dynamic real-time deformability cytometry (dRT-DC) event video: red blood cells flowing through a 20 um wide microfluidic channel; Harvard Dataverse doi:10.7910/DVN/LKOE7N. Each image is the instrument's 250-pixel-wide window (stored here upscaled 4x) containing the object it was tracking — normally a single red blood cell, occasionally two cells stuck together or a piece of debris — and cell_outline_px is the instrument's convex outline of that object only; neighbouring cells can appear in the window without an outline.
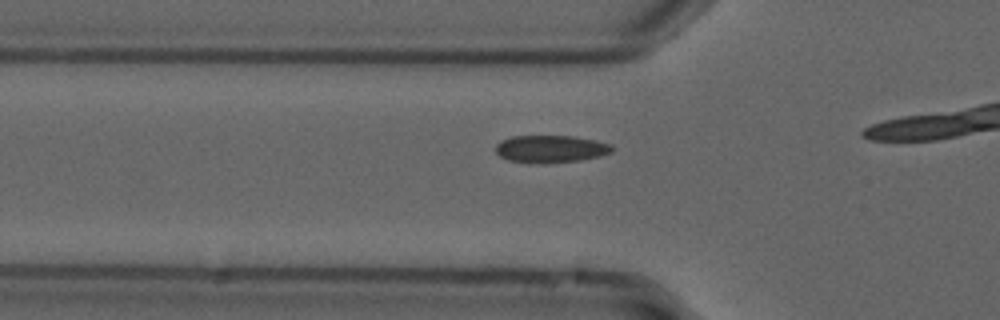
{"species": "common noctule bat (a hibernating species)", "species_latin": "Nyctalus noctula", "temperature_condition": "cold", "stored_images_in_passage": 18, "camera_frame_rate_fps": 3000, "um_per_image_px": 0.085, "animal": {"sex": "male", "forearm_length_mm": 52.5}, "frame": {"image": 1, "passage_image": 13, "time_ms": 4.0, "image_size_px": [1000, 320], "cell_outline_px": [[612, 152], [600, 156], [580, 160], [544, 164], [528, 164], [508, 160], [500, 156], [496, 152], [496, 144], [500, 140], [512, 136], [572, 136], [596, 140], [612, 144]], "centroid_in_image_um": [46.78, 12.67], "position_along_channel_um": 79.0, "area_um2": 18.9}}
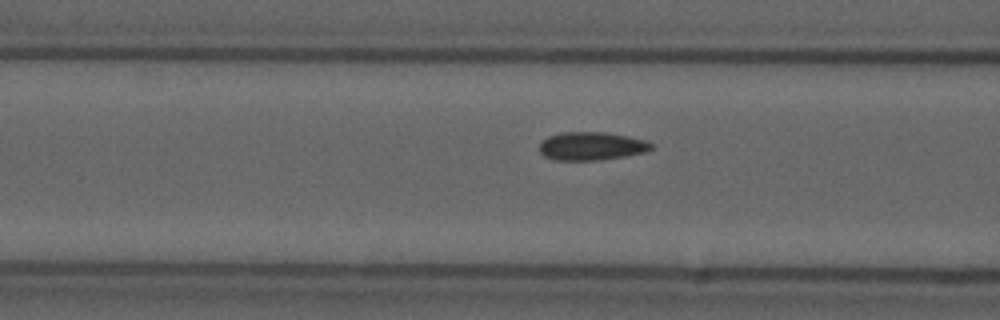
{"frame": {"image": 2, "passage_image": 16, "time_ms": 5.0, "image_size_px": [1000, 320], "cell_outline_px": [[656, 148], [644, 152], [624, 156], [600, 160], [556, 160], [544, 156], [540, 152], [540, 144], [548, 136], [564, 132], [604, 132], [628, 136], [644, 140], [652, 144]], "centroid_in_image_um": [50.29, 12.42], "position_along_channel_um": 116.3, "area_um2": 18.32}}